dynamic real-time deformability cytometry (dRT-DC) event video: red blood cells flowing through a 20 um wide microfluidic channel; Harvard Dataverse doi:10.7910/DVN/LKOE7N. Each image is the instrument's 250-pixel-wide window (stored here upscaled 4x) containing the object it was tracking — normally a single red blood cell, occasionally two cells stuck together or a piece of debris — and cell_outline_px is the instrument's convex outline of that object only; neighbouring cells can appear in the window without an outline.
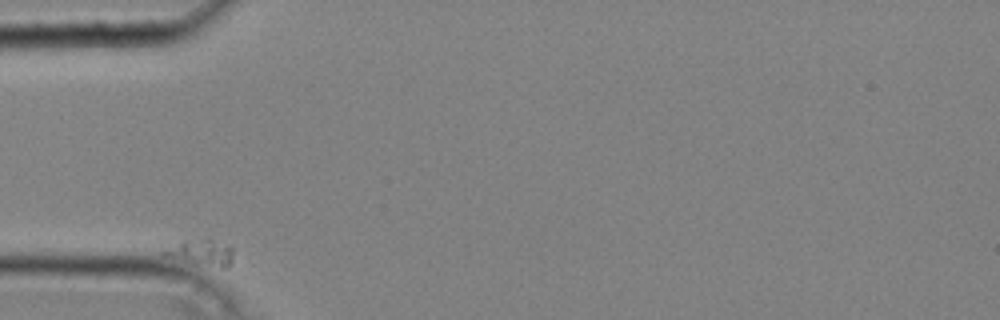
{"species": "common noctule bat (a hibernating species)", "species_latin": "Nyctalus noctula", "temperature_condition": "cold", "stored_images_in_passage": 29, "camera_frame_rate_fps": 3000, "um_per_image_px": 0.085, "animal": {"sex": "male", "body_mass_g": 20.4}, "frame": {"image": 1, "passage_image": 1, "time_ms": 0.0, "image_size_px": [1000, 320], "cell_outline_px": [[232, 260], [228, 268], [224, 268], [164, 256], [160, 252], [184, 240], [208, 236], [232, 244]], "centroid_in_image_um": [17.2, 21.39], "position_along_channel_um": 67.8, "area_um2": 10.75}}
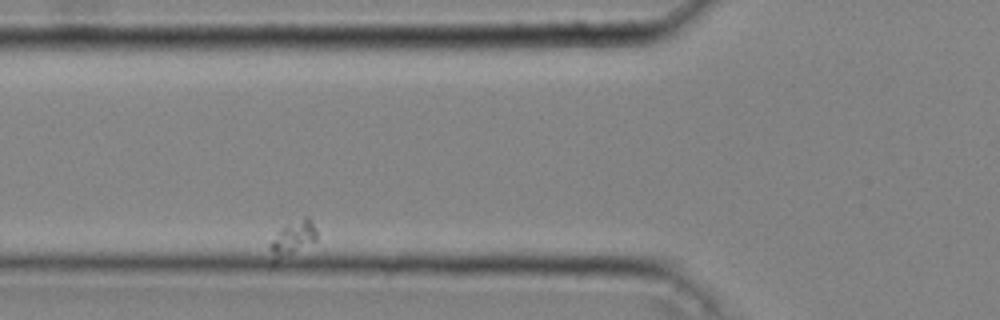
{"frame": {"image": 2, "passage_image": 5, "time_ms": 1.333, "image_size_px": [1000, 320], "cell_outline_px": [[316, 240], [276, 268], [272, 268], [272, 240], [280, 228], [304, 216], [308, 216], [316, 228]], "centroid_in_image_um": [24.85, 20.4], "position_along_channel_um": 100.9, "area_um2": 10.06}}